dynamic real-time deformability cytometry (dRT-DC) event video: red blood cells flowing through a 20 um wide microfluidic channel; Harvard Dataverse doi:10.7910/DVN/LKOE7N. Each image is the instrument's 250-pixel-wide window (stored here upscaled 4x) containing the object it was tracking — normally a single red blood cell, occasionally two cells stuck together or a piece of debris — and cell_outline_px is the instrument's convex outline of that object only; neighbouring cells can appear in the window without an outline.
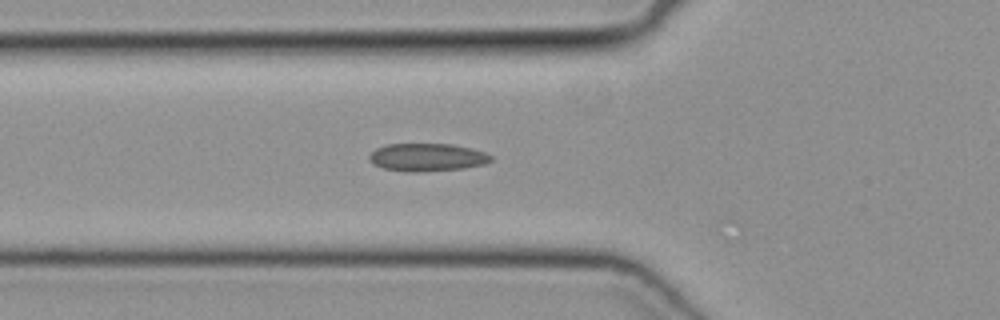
{"species": "common noctule bat (a hibernating species)", "species_latin": "Nyctalus noctula", "temperature_condition": "cold", "stored_images_in_passage": 18, "camera_frame_rate_fps": 3000, "um_per_image_px": 0.085, "animal": {"sex": "female", "body_mass_g": 19.3, "forearm_length_mm": 54.1}, "frame": {"image": 1, "passage_image": 17, "time_ms": 5.333, "image_size_px": [1000, 320], "cell_outline_px": [[492, 160], [484, 164], [464, 168], [416, 172], [404, 172], [384, 168], [372, 164], [368, 160], [368, 156], [376, 148], [388, 144], [452, 144], [484, 152], [492, 156]], "centroid_in_image_um": [36.26, 13.37], "position_along_channel_um": 89.5, "area_um2": 19.71}}